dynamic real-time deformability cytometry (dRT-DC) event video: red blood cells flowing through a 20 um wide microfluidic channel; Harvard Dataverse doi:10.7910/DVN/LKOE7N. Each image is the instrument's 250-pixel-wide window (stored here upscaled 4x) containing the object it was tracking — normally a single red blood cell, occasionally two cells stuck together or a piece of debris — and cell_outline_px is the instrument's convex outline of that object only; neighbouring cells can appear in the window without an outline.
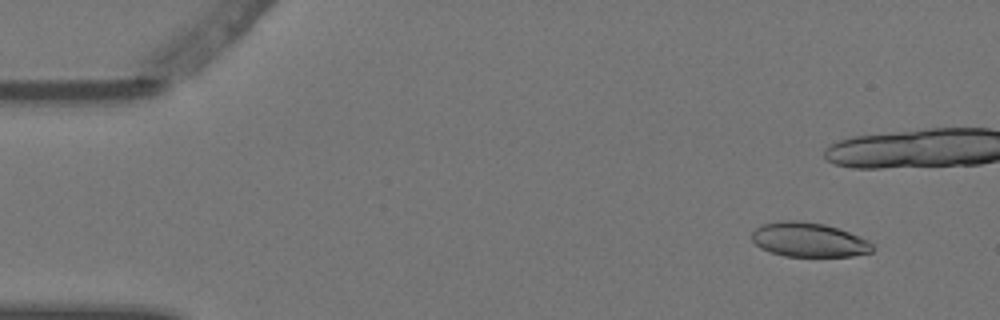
{"species": "Egyptian fruit bat (a non-hibernating species)", "species_latin": "Rousettus aegyptiacus", "temperature_condition": "warm", "stored_images_in_passage": 6, "camera_frame_rate_fps": 3000, "um_per_image_px": 0.085, "animal": {"sex": "female"}, "frame": {"image": 1, "passage_image": 2, "time_ms": 0.333, "image_size_px": [1000, 320], "cell_outline_px": [[876, 248], [872, 252], [852, 256], [784, 256], [760, 248], [752, 240], [752, 232], [756, 228], [764, 224], [780, 220], [796, 220], [824, 224], [848, 232], [868, 240]], "centroid_in_image_um": [68.75, 20.38], "position_along_channel_um": 16.2, "area_um2": 24.04}}